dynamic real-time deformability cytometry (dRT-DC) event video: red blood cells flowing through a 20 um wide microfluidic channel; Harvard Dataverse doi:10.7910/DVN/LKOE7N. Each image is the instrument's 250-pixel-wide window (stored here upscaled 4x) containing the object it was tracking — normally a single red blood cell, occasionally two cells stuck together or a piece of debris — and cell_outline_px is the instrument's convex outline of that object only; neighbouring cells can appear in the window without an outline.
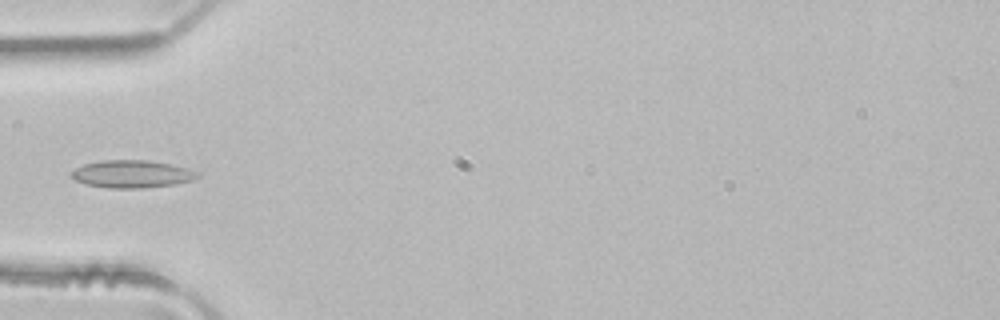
{"species": "common noctule bat (a hibernating species)", "species_latin": "Nyctalus noctula", "temperature_condition": "room temperature", "stored_images_in_passage": 4, "camera_frame_rate_fps": 3000, "um_per_image_px": 0.085, "animal": {"sex": "male", "body_mass_g": 21.5, "forearm_length_mm": 52.0}, "frame": {"image": 1, "passage_image": 4, "time_ms": 1.0, "image_size_px": [1000, 320], "cell_outline_px": [[200, 176], [192, 180], [172, 184], [144, 188], [108, 188], [88, 184], [76, 180], [72, 176], [72, 172], [76, 168], [84, 164], [100, 160], [148, 160], [188, 168], [200, 172]], "centroid_in_image_um": [11.24, 14.78], "position_along_channel_um": 73.8, "area_um2": 20.06}}